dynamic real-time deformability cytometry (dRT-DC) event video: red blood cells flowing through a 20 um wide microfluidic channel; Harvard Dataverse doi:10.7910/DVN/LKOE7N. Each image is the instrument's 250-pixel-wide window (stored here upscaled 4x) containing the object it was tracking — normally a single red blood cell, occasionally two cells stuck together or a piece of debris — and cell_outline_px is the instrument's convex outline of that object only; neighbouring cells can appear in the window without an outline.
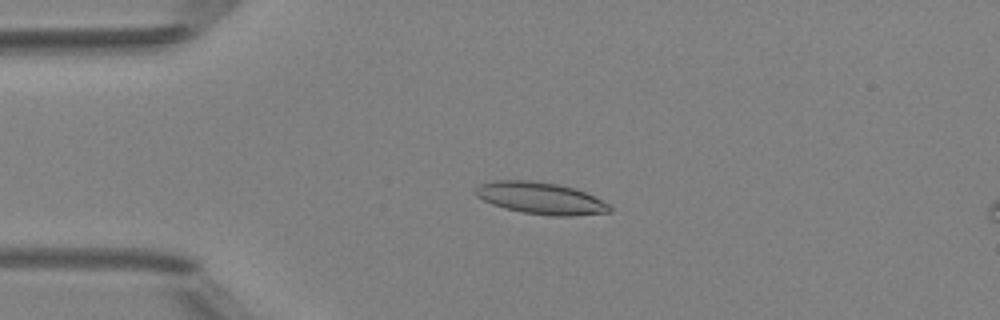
{"species": "Egyptian fruit bat (a non-hibernating species)", "species_latin": "Rousettus aegyptiacus", "temperature_condition": "room temperature", "stored_images_in_passage": 5, "camera_frame_rate_fps": 3000, "um_per_image_px": 0.085, "animal": {"sex": "female"}, "frame": {"image": 1, "passage_image": 4, "time_ms": 3.667, "image_size_px": [1000, 320], "cell_outline_px": [[612, 212], [572, 216], [552, 216], [524, 212], [504, 208], [492, 204], [476, 196], [476, 188], [480, 184], [492, 180], [532, 180], [560, 184], [576, 188], [608, 204], [612, 208]], "centroid_in_image_um": [45.96, 16.84], "position_along_channel_um": 39.0, "area_um2": 24.91}}